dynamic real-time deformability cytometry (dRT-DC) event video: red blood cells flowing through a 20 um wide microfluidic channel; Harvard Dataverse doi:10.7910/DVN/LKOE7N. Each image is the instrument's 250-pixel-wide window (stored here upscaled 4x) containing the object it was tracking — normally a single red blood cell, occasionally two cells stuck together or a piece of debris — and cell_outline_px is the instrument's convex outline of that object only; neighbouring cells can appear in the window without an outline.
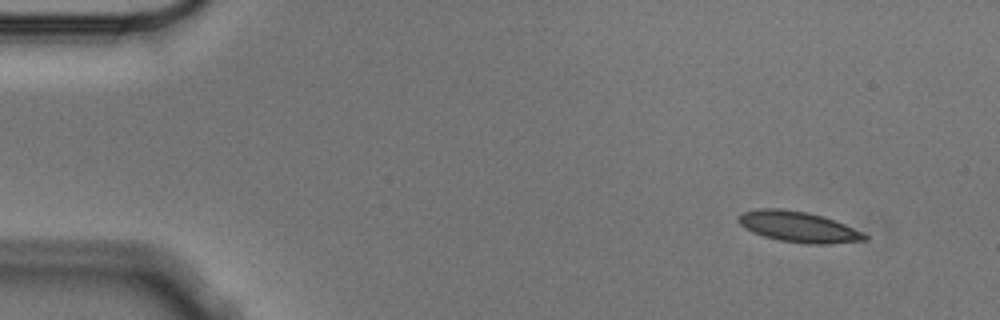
{"species": "Egyptian fruit bat (a non-hibernating species)", "species_latin": "Rousettus aegyptiacus", "temperature_condition": "cold", "stored_images_in_passage": 4, "segment_of_instrument_passage": [1, 2], "camera_frame_rate_fps": 3000, "um_per_image_px": 0.085, "animal": {"sex": "male"}, "frame": {"image": 1, "passage_image": 1, "time_ms": 0.0, "image_size_px": [1000, 320], "cell_outline_px": [[868, 240], [828, 244], [808, 244], [780, 240], [764, 236], [752, 232], [744, 228], [736, 220], [736, 216], [744, 212], [760, 208], [780, 208], [808, 212], [824, 216], [864, 232], [868, 236]], "centroid_in_image_um": [67.86, 19.27], "position_along_channel_um": 17.1, "area_um2": 22.77}}
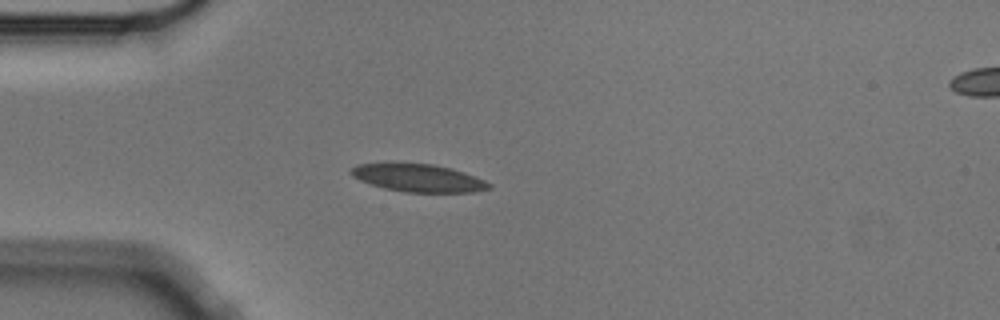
{"frame": {"image": 2, "passage_image": 3, "time_ms": 0.667, "image_size_px": [1000, 320], "cell_outline_px": [[492, 188], [472, 192], [404, 192], [384, 188], [360, 180], [352, 176], [348, 172], [356, 164], [392, 160], [432, 164], [452, 168], [476, 176], [492, 184]], "centroid_in_image_um": [35.49, 15.07], "position_along_channel_um": 49.5, "area_um2": 23.18}}